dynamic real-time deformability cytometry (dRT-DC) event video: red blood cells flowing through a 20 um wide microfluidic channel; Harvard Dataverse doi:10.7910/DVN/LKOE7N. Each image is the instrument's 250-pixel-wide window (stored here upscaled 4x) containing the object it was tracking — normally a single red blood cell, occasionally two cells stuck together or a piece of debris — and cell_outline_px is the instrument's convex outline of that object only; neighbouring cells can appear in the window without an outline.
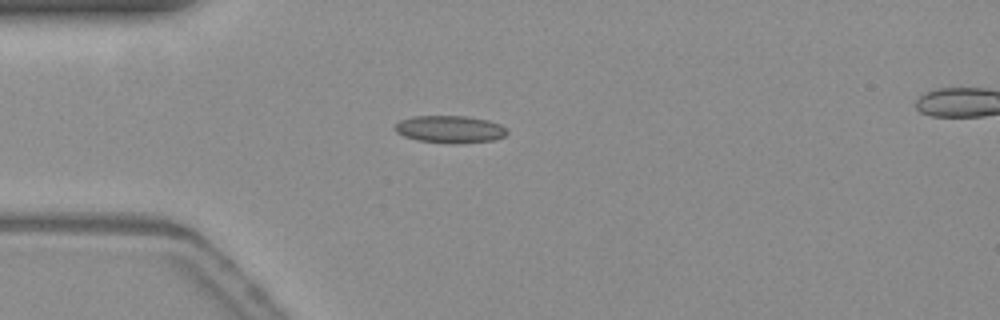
{"species": "common noctule bat (a hibernating species)", "species_latin": "Nyctalus noctula", "temperature_condition": "warm", "stored_images_in_passage": 7, "camera_frame_rate_fps": 3000, "um_per_image_px": 0.085, "animal": {"sex": "female", "body_mass_g": 19.3, "forearm_length_mm": 54.1}, "frame": {"image": 1, "passage_image": 1, "time_ms": 0.0, "image_size_px": [1000, 320], "cell_outline_px": [[508, 132], [504, 136], [492, 140], [456, 144], [452, 144], [416, 140], [404, 136], [396, 132], [396, 124], [400, 120], [412, 116], [464, 116], [488, 120], [500, 124]], "centroid_in_image_um": [38.23, 10.99], "position_along_channel_um": 46.8, "area_um2": 17.8}}
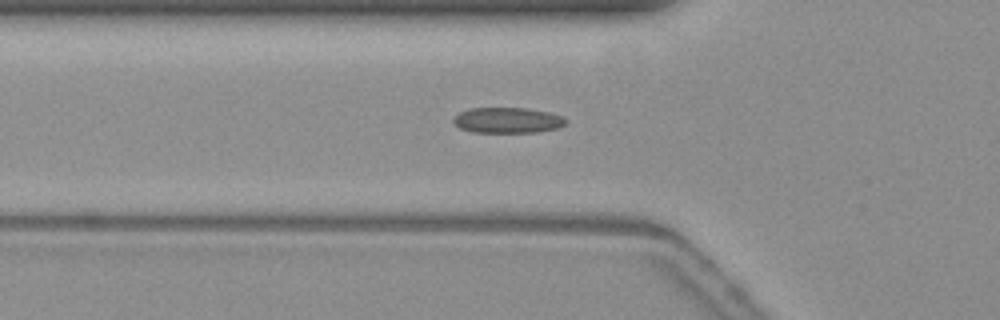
{"frame": {"image": 2, "passage_image": 5, "time_ms": 1.333, "image_size_px": [1000, 320], "cell_outline_px": [[568, 120], [564, 124], [556, 128], [536, 132], [472, 132], [460, 128], [452, 120], [460, 112], [468, 108], [528, 108], [548, 112], [564, 116]], "centroid_in_image_um": [43.15, 10.21], "position_along_channel_um": 82.6, "area_um2": 16.7}}